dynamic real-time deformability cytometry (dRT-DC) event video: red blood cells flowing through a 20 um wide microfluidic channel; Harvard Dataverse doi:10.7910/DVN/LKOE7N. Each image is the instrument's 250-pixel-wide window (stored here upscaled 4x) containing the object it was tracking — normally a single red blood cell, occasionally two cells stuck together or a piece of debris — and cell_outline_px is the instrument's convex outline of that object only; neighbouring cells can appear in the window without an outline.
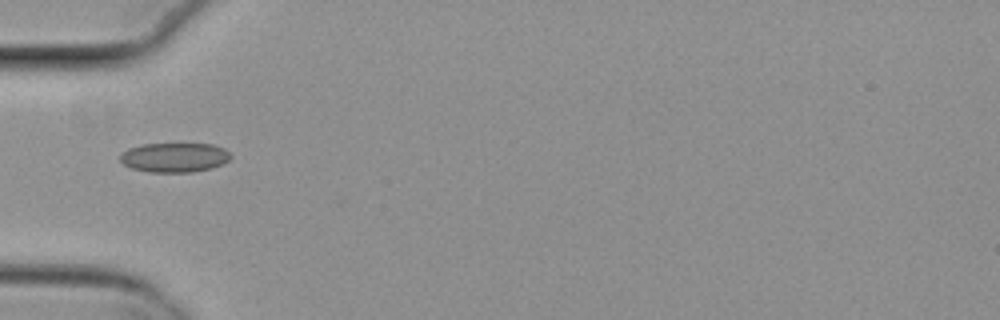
{"species": "common noctule bat (a hibernating species)", "species_latin": "Nyctalus noctula", "temperature_condition": "cold", "stored_images_in_passage": 26, "camera_frame_rate_fps": 3000, "um_per_image_px": 0.085, "animal": {"sex": "female", "body_mass_g": 29.2, "forearm_length_mm": 56.3}, "frame": {"image": 1, "passage_image": 1, "time_ms": 0.0, "image_size_px": [1000, 320], "cell_outline_px": [[232, 156], [228, 160], [212, 168], [192, 172], [148, 172], [132, 168], [124, 164], [120, 160], [120, 156], [128, 148], [144, 144], [212, 144], [224, 148]], "centroid_in_image_um": [14.83, 13.38], "position_along_channel_um": 70.2, "area_um2": 18.84}}
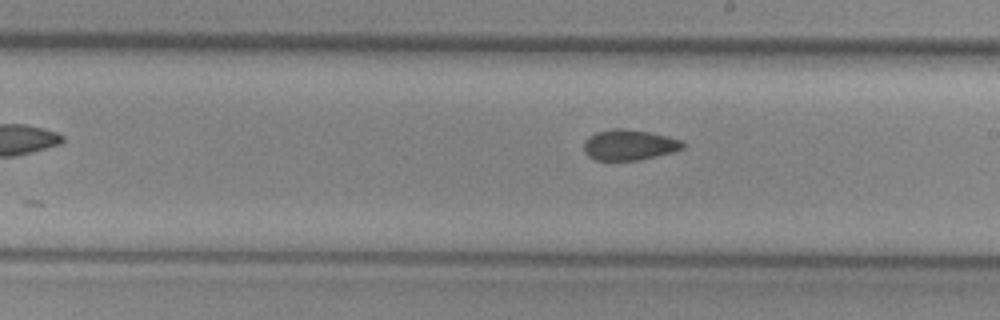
{"frame": {"image": 2, "passage_image": 14, "time_ms": 4.333, "image_size_px": [1000, 320], "cell_outline_px": [[688, 144], [684, 148], [672, 152], [640, 160], [596, 160], [588, 156], [584, 152], [584, 140], [588, 136], [596, 132], [612, 128], [620, 128], [648, 132], [668, 136], [680, 140]], "centroid_in_image_um": [53.48, 12.31], "position_along_channel_um": 235.5, "area_um2": 17.74}}
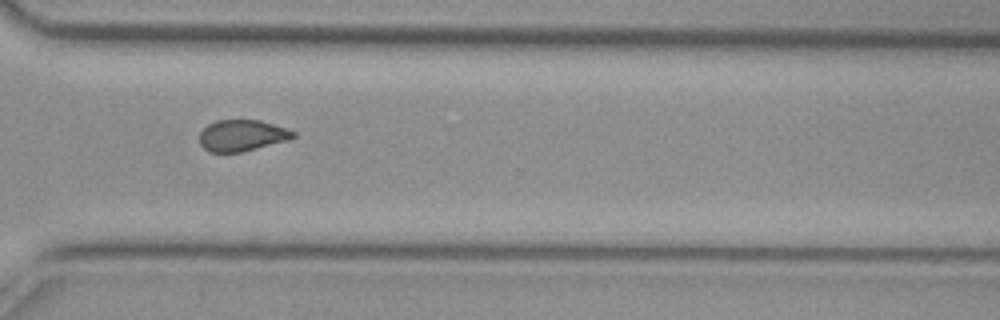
{"frame": {"image": 3, "passage_image": 23, "time_ms": 7.333, "image_size_px": [1000, 320], "cell_outline_px": [[296, 136], [288, 140], [240, 152], [208, 152], [200, 144], [200, 132], [208, 124], [216, 120], [260, 120], [296, 132]], "centroid_in_image_um": [20.55, 11.51], "position_along_channel_um": 350.1, "area_um2": 16.94}, "authors_computed_cell_mechanics": {"area_um2": 18.1781, "velocity_mm_per_s": 3.8219, "shape_relaxation_time_tau1_ms": null, "shape_relaxation_time_tau2_ms": 1.8505, "deformation_change_tau1": null, "deformation_change_tau2": 0.0637}}